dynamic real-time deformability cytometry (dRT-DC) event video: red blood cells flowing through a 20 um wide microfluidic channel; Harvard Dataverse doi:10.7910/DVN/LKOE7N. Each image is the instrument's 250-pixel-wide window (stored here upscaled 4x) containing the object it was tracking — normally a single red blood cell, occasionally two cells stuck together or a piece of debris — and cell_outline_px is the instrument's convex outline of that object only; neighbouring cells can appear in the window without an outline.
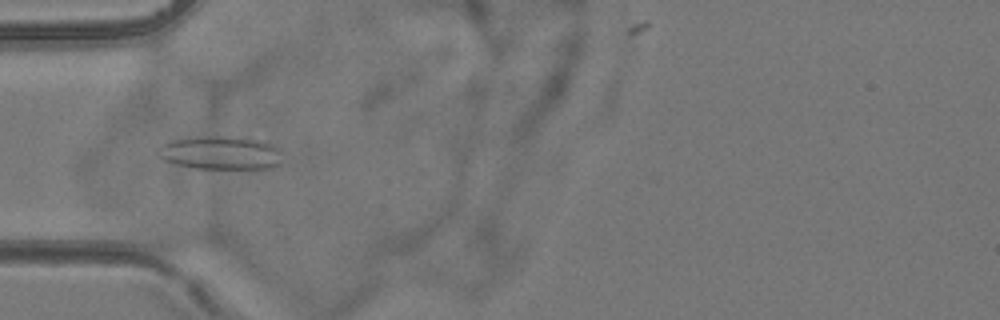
{"species": "common noctule bat (a hibernating species)", "species_latin": "Nyctalus noctula", "temperature_condition": "room temperature", "stored_images_in_passage": 3, "camera_frame_rate_fps": 3000, "um_per_image_px": 0.085, "animal": {"sex": "female", "body_mass_g": 24.6, "forearm_length_mm": 56.2}, "frame": {"image": 1, "passage_image": 3, "time_ms": 2.0, "image_size_px": [1000, 320], "cell_outline_px": [[280, 164], [268, 168], [196, 168], [164, 160], [156, 156], [156, 152], [164, 144], [172, 140], [188, 136], [244, 136], [276, 144], [280, 148]], "centroid_in_image_um": [18.77, 12.95], "position_along_channel_um": 66.2, "area_um2": 24.51}}